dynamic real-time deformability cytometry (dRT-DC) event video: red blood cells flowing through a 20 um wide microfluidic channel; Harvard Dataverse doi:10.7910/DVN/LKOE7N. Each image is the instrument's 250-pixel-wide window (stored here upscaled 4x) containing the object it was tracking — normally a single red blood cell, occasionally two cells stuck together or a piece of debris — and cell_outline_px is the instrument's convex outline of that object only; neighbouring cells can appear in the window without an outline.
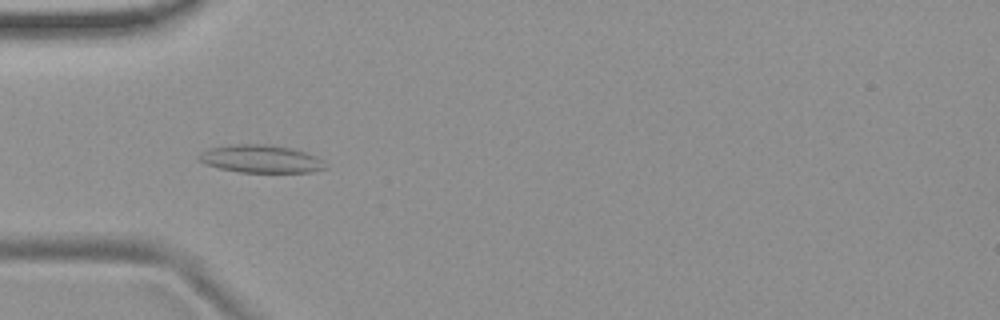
{"species": "common noctule bat (a hibernating species)", "species_latin": "Nyctalus noctula", "temperature_condition": "room temperature", "stored_images_in_passage": 49, "camera_frame_rate_fps": 3000, "um_per_image_px": 0.085, "animal": {"sex": "female", "body_mass_g": 19.9}, "frame": {"image": 1, "passage_image": 12, "time_ms": 3.667, "image_size_px": [1000, 320], "cell_outline_px": [[328, 168], [308, 172], [240, 172], [220, 168], [204, 164], [196, 156], [200, 152], [208, 148], [232, 144], [272, 144], [292, 148], [316, 156], [324, 160]], "centroid_in_image_um": [22.17, 13.49], "position_along_channel_um": 62.8, "area_um2": 20.69}}
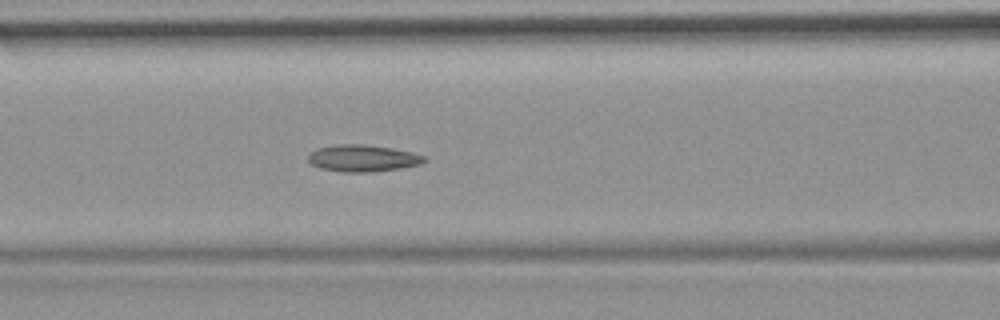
{"frame": {"image": 2, "passage_image": 18, "time_ms": 5.667, "image_size_px": [1000, 320], "cell_outline_px": [[428, 160], [420, 164], [400, 168], [372, 172], [344, 172], [320, 168], [312, 164], [308, 160], [308, 152], [320, 148], [340, 144], [364, 144], [392, 148], [412, 152], [424, 156]], "centroid_in_image_um": [30.84, 13.45], "position_along_channel_um": 135.8, "area_um2": 18.09}}
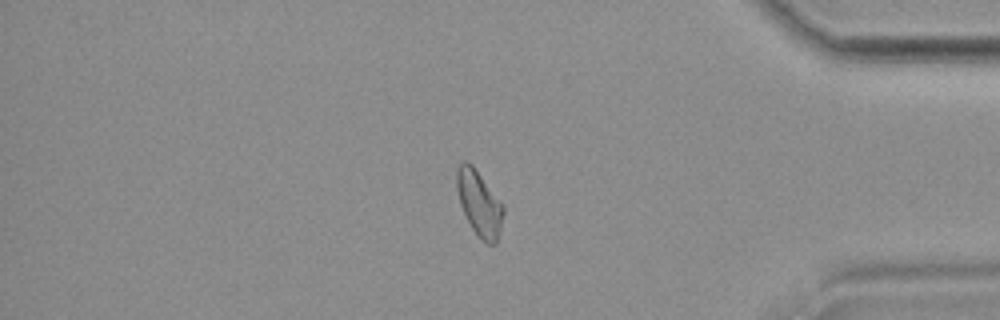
{"frame": {"image": 3, "passage_image": 41, "time_ms": 13.333, "image_size_px": [1000, 320], "cell_outline_px": [[504, 212], [496, 244], [488, 244], [480, 240], [472, 228], [460, 204], [456, 188], [456, 172], [460, 164], [464, 160], [468, 160], [472, 164], [504, 204]], "centroid_in_image_um": [40.74, 17.26], "position_along_channel_um": 394.5, "area_um2": 17.8}, "authors_computed_cell_mechanics": {"area_um2": 17.8024, "velocity_mm_per_s": 3.7287, "shape_relaxation_time_tau1_ms": null, "shape_relaxation_time_tau2_ms": 5.6462, "deformation_change_tau1": null, "deformation_change_tau2": 0.1229}}